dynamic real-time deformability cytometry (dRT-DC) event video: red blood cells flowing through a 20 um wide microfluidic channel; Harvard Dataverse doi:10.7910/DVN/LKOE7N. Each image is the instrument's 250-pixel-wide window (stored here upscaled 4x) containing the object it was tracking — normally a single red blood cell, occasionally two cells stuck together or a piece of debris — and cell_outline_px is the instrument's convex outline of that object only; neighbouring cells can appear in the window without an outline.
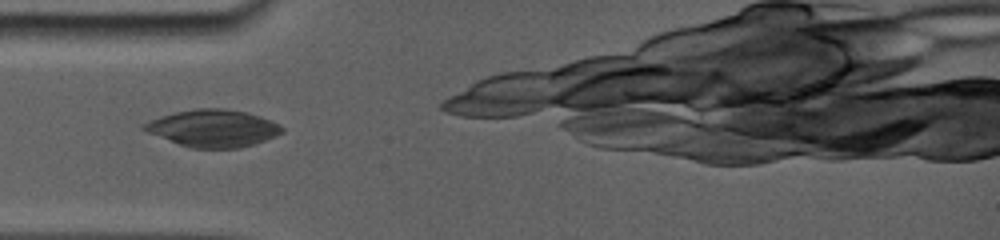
{"species": "common noctule bat (a hibernating species)", "species_latin": "Nyctalus noctula", "temperature_condition": "room temperature", "stored_images_in_passage": 20, "camera_frame_rate_fps": 5000, "um_per_image_px": 0.085, "animal": {"sex": "female", "body_mass_g": 19.0, "forearm_length_mm": 56.7}, "frame": {"image": 1, "passage_image": 1, "time_ms": 0.0, "image_size_px": [1000, 240], "cell_outline_px": [[284, 128], [280, 132], [264, 140], [252, 144], [236, 148], [192, 148], [180, 144], [152, 132], [144, 128], [144, 124], [160, 116], [176, 112], [196, 108], [224, 108], [248, 112], [260, 116]], "centroid_in_image_um": [18.14, 10.88], "position_along_channel_um": 66.9, "area_um2": 28.9}}
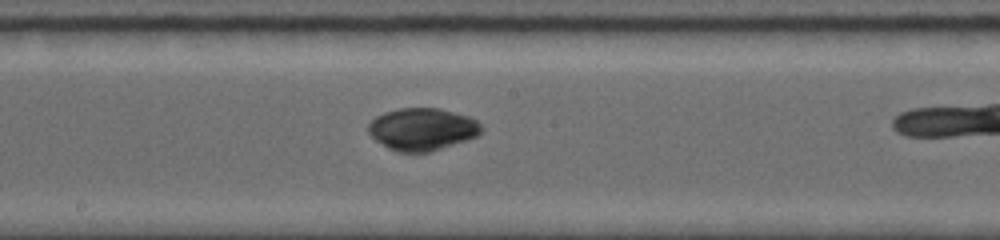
{"frame": {"image": 2, "passage_image": 8, "time_ms": 3.8, "image_size_px": [1000, 240], "cell_outline_px": [[480, 132], [476, 136], [428, 152], [400, 152], [388, 148], [376, 140], [368, 132], [368, 124], [376, 116], [384, 112], [400, 108], [440, 108], [468, 116], [476, 120], [480, 124]], "centroid_in_image_um": [35.85, 10.96], "position_along_channel_um": 212.4, "area_um2": 27.46}}
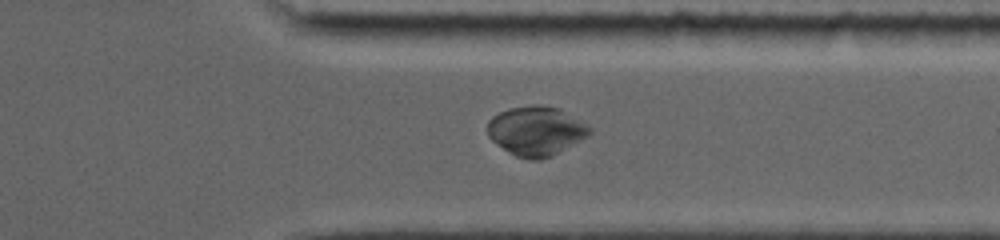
{"frame": {"image": 3, "passage_image": 16, "time_ms": 7.8, "image_size_px": [1000, 240], "cell_outline_px": [[592, 132], [588, 136], [552, 156], [540, 160], [532, 160], [516, 156], [508, 152], [492, 140], [488, 136], [488, 120], [492, 116], [508, 108], [532, 104], [536, 104], [560, 108], [592, 128]], "centroid_in_image_um": [45.56, 11.12], "position_along_channel_um": 365.8, "area_um2": 29.42}}